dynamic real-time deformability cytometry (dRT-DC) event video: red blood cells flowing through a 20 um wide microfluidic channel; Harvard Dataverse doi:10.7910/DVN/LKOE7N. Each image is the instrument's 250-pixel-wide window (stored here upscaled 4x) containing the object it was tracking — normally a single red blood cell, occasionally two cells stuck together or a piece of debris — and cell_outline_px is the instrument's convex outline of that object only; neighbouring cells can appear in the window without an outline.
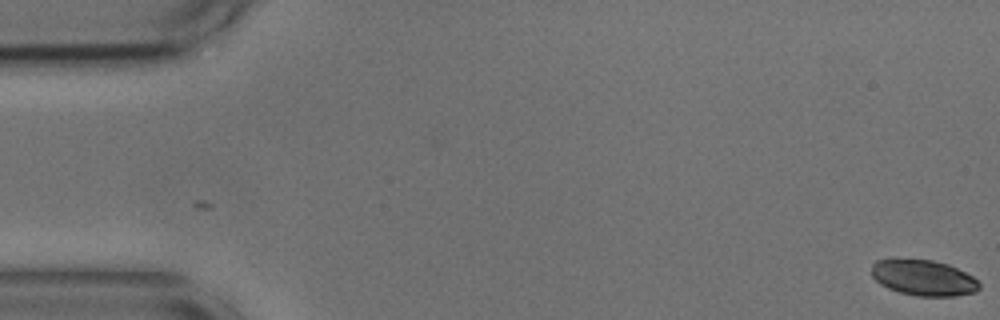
{"species": "common noctule bat (a hibernating species)", "species_latin": "Nyctalus noctula", "temperature_condition": "cold", "stored_images_in_passage": 3, "camera_frame_rate_fps": 3000, "um_per_image_px": 0.085, "animal": {"sex": "male", "body_mass_g": 17.9, "forearm_length_mm": 54.2}, "frame": {"image": 1, "passage_image": 3, "time_ms": 0.667, "image_size_px": [1000, 320], "cell_outline_px": [[980, 288], [976, 292], [956, 296], [916, 296], [900, 292], [888, 288], [880, 284], [872, 276], [872, 264], [876, 260], [932, 260], [948, 264], [972, 276], [980, 284]], "centroid_in_image_um": [78.52, 23.63], "position_along_channel_um": 6.5, "area_um2": 22.2}}